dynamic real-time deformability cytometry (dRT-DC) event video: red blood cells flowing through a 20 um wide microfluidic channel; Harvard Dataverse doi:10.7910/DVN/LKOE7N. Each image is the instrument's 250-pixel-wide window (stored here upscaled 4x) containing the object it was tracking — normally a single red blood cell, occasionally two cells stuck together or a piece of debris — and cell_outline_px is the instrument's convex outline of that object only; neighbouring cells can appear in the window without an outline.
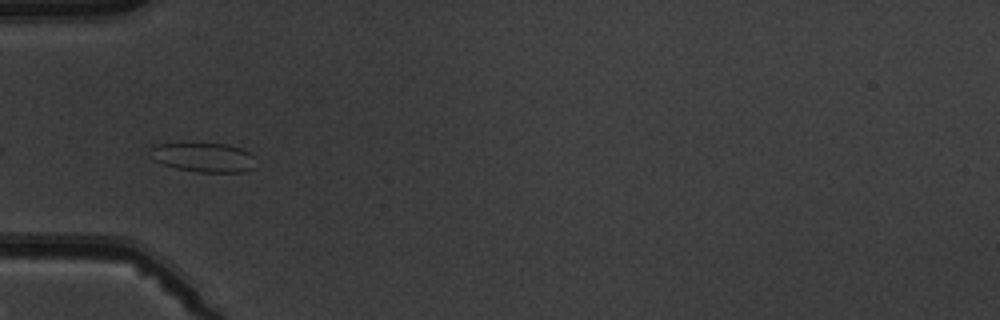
{"species": "common noctule bat (a hibernating species)", "species_latin": "Nyctalus noctula", "temperature_condition": "warm", "stored_images_in_passage": 9, "camera_frame_rate_fps": 3000, "um_per_image_px": 0.085, "animal": {"sex": "male", "body_mass_g": 19.5, "forearm_length_mm": 54.6}, "frame": {"image": 1, "passage_image": 7, "time_ms": 7.0, "image_size_px": [1000, 320], "cell_outline_px": [[256, 168], [244, 172], [196, 172], [176, 168], [152, 160], [148, 152], [152, 144], [228, 144], [252, 152], [256, 156]], "centroid_in_image_um": [17.35, 13.38], "position_along_channel_um": 67.7, "area_um2": 18.44}}
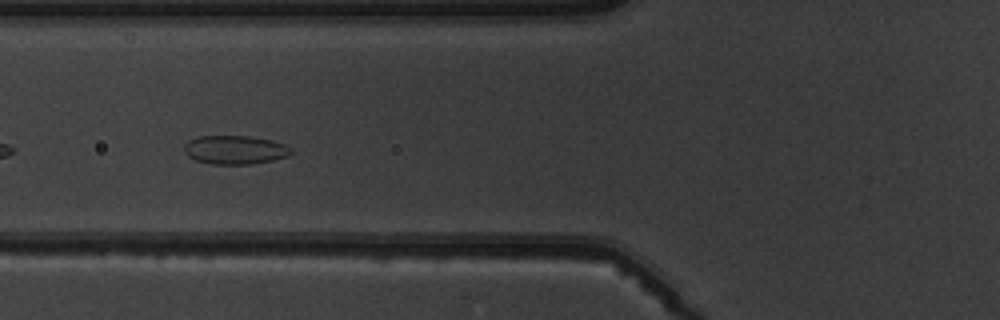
{"frame": {"image": 2, "passage_image": 8, "time_ms": 8.0, "image_size_px": [1000, 320], "cell_outline_px": [[292, 152], [288, 156], [272, 160], [252, 164], [212, 164], [196, 160], [188, 156], [184, 152], [184, 144], [188, 140], [200, 136], [248, 136], [272, 140], [284, 144], [292, 148]], "centroid_in_image_um": [19.97, 12.73], "position_along_channel_um": 105.8, "area_um2": 17.92}}